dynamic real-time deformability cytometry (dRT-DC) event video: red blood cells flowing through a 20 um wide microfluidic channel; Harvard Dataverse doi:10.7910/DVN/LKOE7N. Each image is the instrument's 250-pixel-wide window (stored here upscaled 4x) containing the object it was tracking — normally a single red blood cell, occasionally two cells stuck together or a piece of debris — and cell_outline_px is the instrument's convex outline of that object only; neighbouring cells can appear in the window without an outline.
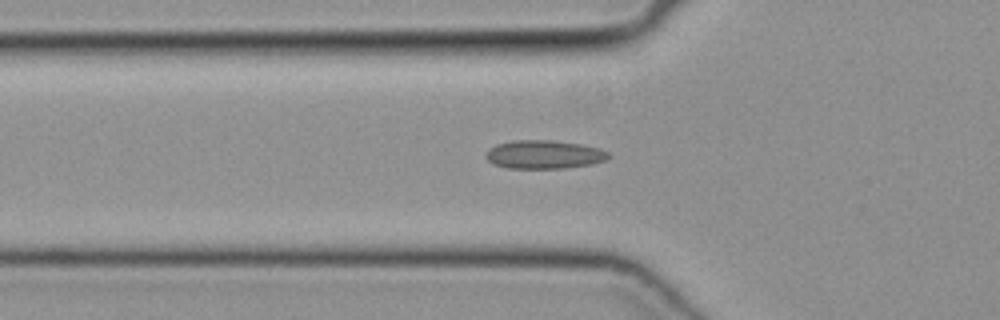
{"species": "common noctule bat (a hibernating species)", "species_latin": "Nyctalus noctula", "temperature_condition": "cold", "stored_images_in_passage": 33, "camera_frame_rate_fps": 3000, "um_per_image_px": 0.085, "animal": {"sex": "female", "body_mass_g": 19.3, "forearm_length_mm": 54.1}, "frame": {"image": 1, "passage_image": 6, "time_ms": 1.667, "image_size_px": [1000, 320], "cell_outline_px": [[612, 156], [608, 160], [592, 164], [564, 168], [508, 168], [492, 164], [484, 156], [496, 144], [512, 140], [552, 140], [584, 144], [600, 148], [608, 152]], "centroid_in_image_um": [46.3, 13.13], "position_along_channel_um": 79.5, "area_um2": 20.58}}
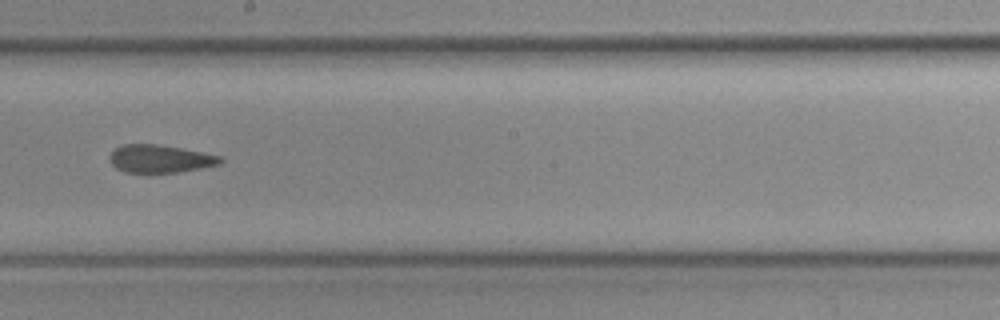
{"frame": {"image": 2, "passage_image": 17, "time_ms": 5.333, "image_size_px": [1000, 320], "cell_outline_px": [[224, 160], [220, 164], [200, 168], [176, 172], [124, 172], [116, 168], [108, 160], [108, 156], [116, 148], [124, 144], [156, 144], [180, 148], [220, 156]], "centroid_in_image_um": [13.56, 13.49], "position_along_channel_um": 234.6, "area_um2": 17.74}}
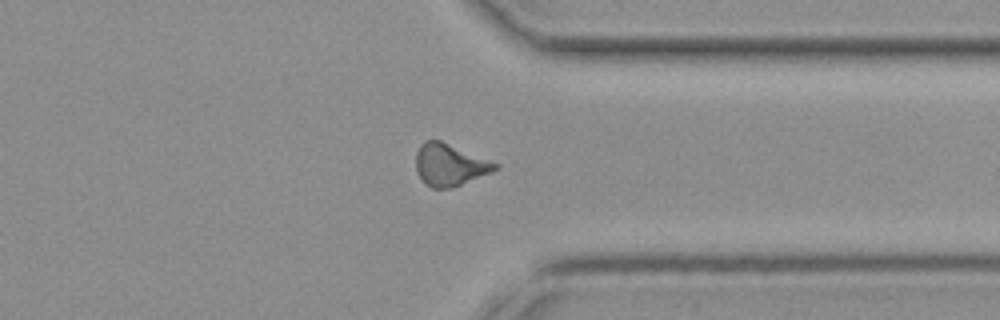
{"frame": {"image": 3, "passage_image": 27, "time_ms": 8.667, "image_size_px": [1000, 320], "cell_outline_px": [[500, 168], [492, 172], [452, 188], [432, 188], [424, 184], [416, 172], [416, 152], [420, 144], [424, 140], [440, 140], [500, 164]], "centroid_in_image_um": [38.22, 14.01], "position_along_channel_um": 373.2, "area_um2": 19.59}}